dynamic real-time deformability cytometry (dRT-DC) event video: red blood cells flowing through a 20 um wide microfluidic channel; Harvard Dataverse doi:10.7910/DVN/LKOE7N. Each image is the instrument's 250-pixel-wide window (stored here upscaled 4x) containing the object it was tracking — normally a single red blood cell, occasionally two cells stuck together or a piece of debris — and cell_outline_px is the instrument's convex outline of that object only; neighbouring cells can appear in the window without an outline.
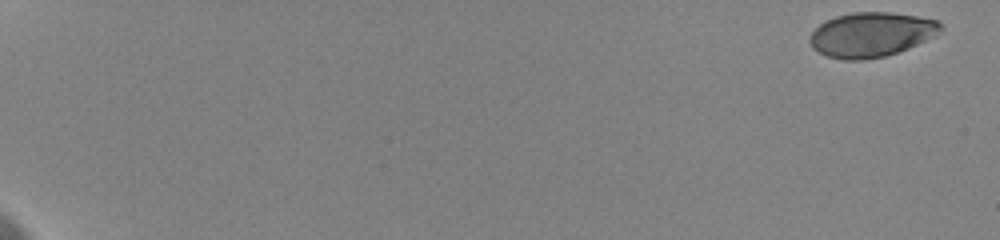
{"species": "human", "species_latin": "Homo sapiens", "temperature_condition": "cold", "stored_images_in_passage": 26, "camera_frame_rate_fps": 3000, "um_per_image_px": 0.085, "donor": {"sex": "female"}, "frame": {"image": 1, "passage_image": 1, "time_ms": 0.0, "image_size_px": [1000, 240], "cell_outline_px": [[944, 28], [940, 32], [908, 48], [884, 56], [864, 60], [844, 60], [828, 56], [812, 48], [808, 40], [808, 36], [820, 24], [836, 16], [852, 12], [888, 12], [916, 16], [936, 20]], "centroid_in_image_um": [74.01, 2.94], "position_along_channel_um": 11.0, "area_um2": 33.7}}
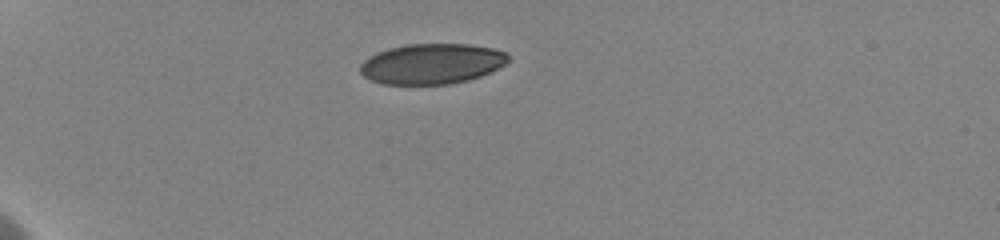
{"frame": {"image": 2, "passage_image": 22, "time_ms": 5.667, "image_size_px": [1000, 240], "cell_outline_px": [[512, 60], [480, 76], [468, 80], [448, 84], [384, 84], [372, 80], [364, 76], [360, 72], [360, 64], [368, 56], [376, 52], [388, 48], [404, 44], [468, 44], [492, 48], [504, 52]], "centroid_in_image_um": [36.67, 5.41], "position_along_channel_um": 48.3, "area_um2": 34.8}}